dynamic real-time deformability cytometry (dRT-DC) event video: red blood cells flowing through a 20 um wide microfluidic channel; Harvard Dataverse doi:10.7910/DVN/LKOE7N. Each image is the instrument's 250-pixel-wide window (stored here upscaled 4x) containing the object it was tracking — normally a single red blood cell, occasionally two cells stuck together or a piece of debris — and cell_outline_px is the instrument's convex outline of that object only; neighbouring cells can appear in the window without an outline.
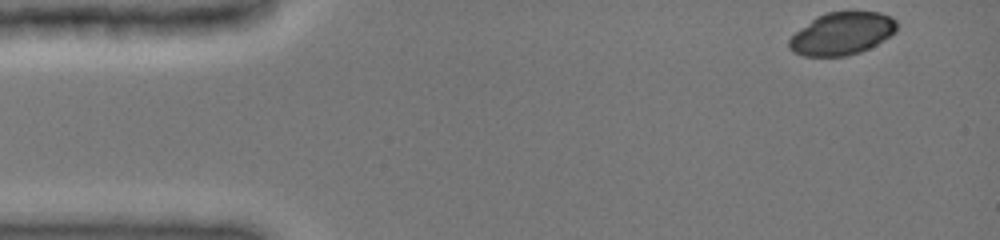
{"species": "common noctule bat (a hibernating species)", "species_latin": "Nyctalus noctula", "temperature_condition": "cold", "stored_images_in_passage": 43, "camera_frame_rate_fps": 3000, "um_per_image_px": 0.085, "animal": {"sex": "female", "body_mass_g": 19.0, "forearm_length_mm": 51.5}, "frame": {"image": 1, "passage_image": 1, "time_ms": 0.0, "image_size_px": [1000, 240], "cell_outline_px": [[896, 32], [876, 44], [860, 52], [848, 56], [804, 56], [792, 52], [788, 48], [788, 40], [796, 32], [816, 16], [828, 12], [880, 12], [892, 16], [896, 20]], "centroid_in_image_um": [71.55, 2.86], "position_along_channel_um": 13.4, "area_um2": 26.65}}
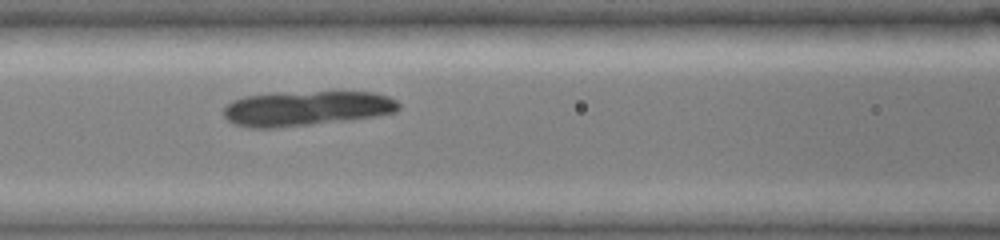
{"frame": {"image": 2, "passage_image": 18, "time_ms": 5.667, "image_size_px": [1000, 240], "cell_outline_px": [[400, 108], [396, 112], [376, 116], [352, 120], [276, 128], [252, 128], [232, 124], [224, 116], [224, 108], [232, 100], [244, 96], [276, 92], [372, 92], [388, 96], [396, 100], [400, 104]], "centroid_in_image_um": [26.04, 9.21], "position_along_channel_um": 140.6, "area_um2": 36.01}}
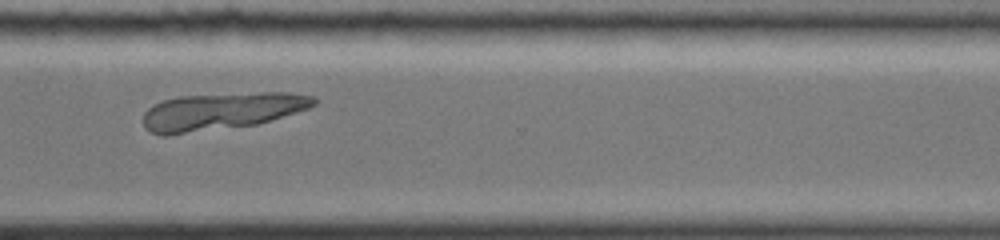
{"frame": {"image": 3, "passage_image": 34, "time_ms": 11.0, "image_size_px": [1000, 240], "cell_outline_px": [[316, 104], [308, 108], [296, 112], [256, 124], [168, 136], [160, 136], [144, 128], [144, 112], [148, 108], [164, 100], [180, 96], [260, 92], [288, 92], [316, 96]], "centroid_in_image_um": [18.81, 9.46], "position_along_channel_um": 351.8, "area_um2": 37.05}}